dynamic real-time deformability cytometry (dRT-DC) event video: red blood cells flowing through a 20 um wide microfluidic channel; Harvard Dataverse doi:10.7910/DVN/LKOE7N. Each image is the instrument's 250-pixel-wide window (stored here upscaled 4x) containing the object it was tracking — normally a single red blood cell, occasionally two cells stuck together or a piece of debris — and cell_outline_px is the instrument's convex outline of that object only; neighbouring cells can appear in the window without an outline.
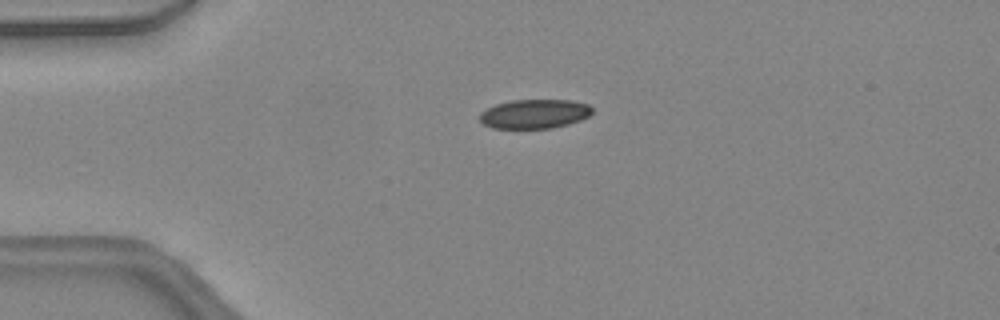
{"species": "common noctule bat (a hibernating species)", "species_latin": "Nyctalus noctula", "temperature_condition": "warm", "stored_images_in_passage": 40, "camera_frame_rate_fps": 3000, "um_per_image_px": 0.085, "animal": {"sex": "female", "body_mass_g": 24.6, "forearm_length_mm": 56.2}, "frame": {"image": 1, "passage_image": 5, "time_ms": 1.333, "image_size_px": [1000, 320], "cell_outline_px": [[592, 112], [588, 116], [580, 120], [568, 124], [552, 128], [492, 128], [484, 124], [480, 120], [480, 112], [496, 104], [512, 100], [572, 100], [588, 104], [592, 108]], "centroid_in_image_um": [45.44, 9.68], "position_along_channel_um": 39.6, "area_um2": 19.07}}
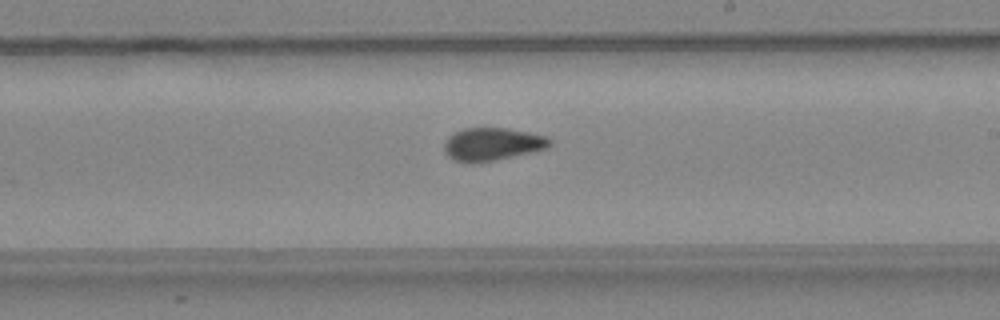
{"frame": {"image": 2, "passage_image": 21, "time_ms": 6.667, "image_size_px": [1000, 320], "cell_outline_px": [[552, 144], [548, 148], [532, 152], [476, 164], [456, 160], [448, 156], [444, 152], [444, 144], [448, 136], [464, 128], [508, 128], [548, 136], [552, 140]], "centroid_in_image_um": [41.87, 12.25], "position_along_channel_um": 247.1, "area_um2": 20.35}}
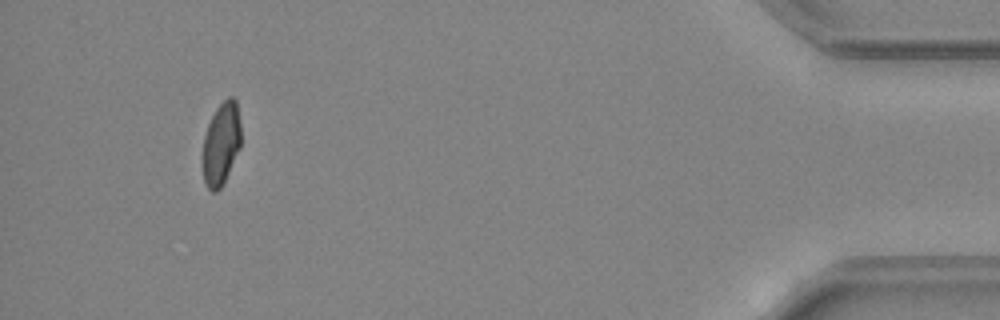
{"frame": {"image": 3, "passage_image": 37, "time_ms": 12.0, "image_size_px": [1000, 320], "cell_outline_px": [[240, 148], [224, 184], [216, 192], [212, 192], [208, 188], [204, 180], [200, 160], [204, 136], [208, 124], [216, 108], [228, 96], [232, 96], [236, 100], [240, 124]], "centroid_in_image_um": [18.77, 12.26], "position_along_channel_um": 416.4, "area_um2": 18.9}, "authors_computed_cell_mechanics": {"area_um2": 19.9121, "velocity_mm_per_s": 4.4919, "shape_relaxation_time_tau1_ms": null, "shape_relaxation_time_tau2_ms": 1.1501, "deformation_change_tau1": null, "deformation_change_tau2": 0.043}}